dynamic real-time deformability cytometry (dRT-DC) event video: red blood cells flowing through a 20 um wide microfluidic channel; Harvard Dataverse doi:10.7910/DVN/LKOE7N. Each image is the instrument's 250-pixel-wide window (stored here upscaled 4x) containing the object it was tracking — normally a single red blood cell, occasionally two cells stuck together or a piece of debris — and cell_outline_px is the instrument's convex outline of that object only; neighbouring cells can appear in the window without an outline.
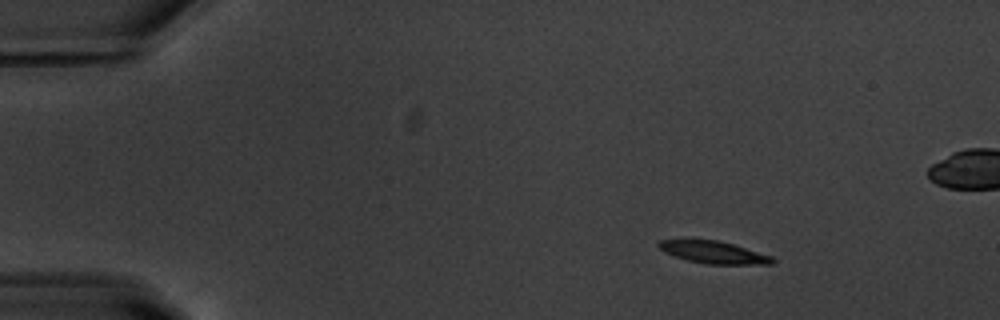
{"species": "common noctule bat (a hibernating species)", "species_latin": "Nyctalus noctula", "temperature_condition": "warm", "stored_images_in_passage": 49, "camera_frame_rate_fps": 3000, "um_per_image_px": 0.085, "animal": {"sex": "male", "body_mass_g": 20.1, "forearm_length_mm": 53.5}, "frame": {"image": 1, "passage_image": 1, "time_ms": 0.0, "image_size_px": [1000, 320], "cell_outline_px": [[776, 260], [772, 264], [704, 264], [688, 260], [664, 252], [656, 244], [660, 240], [716, 240], [732, 244], [772, 256]], "centroid_in_image_um": [60.67, 21.45], "position_along_channel_um": 24.3, "area_um2": 14.51}}
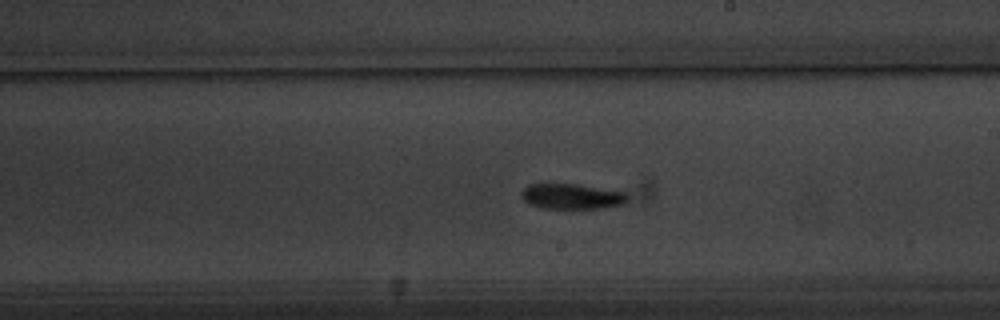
{"frame": {"image": 2, "passage_image": 25, "time_ms": 8.0, "image_size_px": [1000, 320], "cell_outline_px": [[628, 200], [624, 204], [604, 208], [540, 208], [528, 204], [520, 196], [520, 192], [528, 184], [580, 184], [624, 192], [628, 196]], "centroid_in_image_um": [48.58, 16.69], "position_along_channel_um": 240.4, "area_um2": 15.84}}
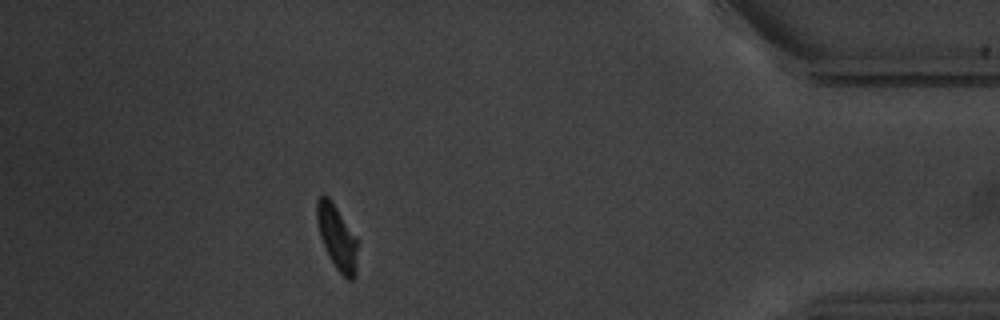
{"frame": {"image": 3, "passage_image": 42, "time_ms": 13.667, "image_size_px": [1000, 320], "cell_outline_px": [[360, 240], [356, 276], [352, 280], [348, 280], [336, 268], [328, 256], [320, 236], [316, 220], [316, 200], [320, 196], [328, 196]], "centroid_in_image_um": [28.7, 20.2], "position_along_channel_um": 406.5, "area_um2": 15.84}, "authors_computed_cell_mechanics": {"area_um2": 15.7794, "velocity_mm_per_s": 3.7089, "shape_relaxation_time_tau1_ms": 4.0103, "shape_relaxation_time_tau2_ms": null, "deformation_change_tau1": 0.155, "deformation_change_tau2": null}}